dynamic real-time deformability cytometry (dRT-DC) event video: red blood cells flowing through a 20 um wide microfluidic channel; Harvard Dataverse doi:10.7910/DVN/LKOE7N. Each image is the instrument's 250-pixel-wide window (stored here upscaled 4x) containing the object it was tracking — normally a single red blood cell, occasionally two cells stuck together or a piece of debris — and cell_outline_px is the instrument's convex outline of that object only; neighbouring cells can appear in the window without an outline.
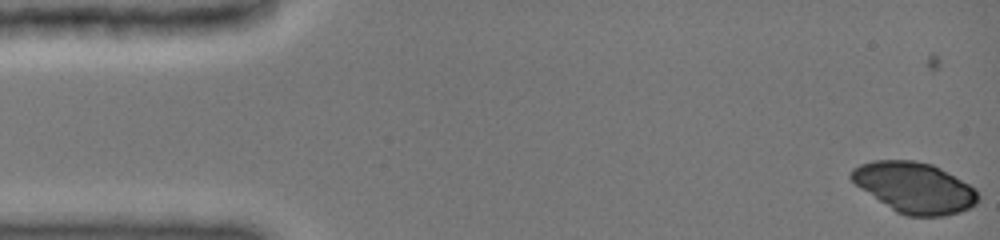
{"species": "common noctule bat (a hibernating species)", "species_latin": "Nyctalus noctula", "temperature_condition": "cold", "stored_images_in_passage": 5, "camera_frame_rate_fps": 3000, "um_per_image_px": 0.085, "animal": {"sex": "female", "body_mass_g": 19.0, "forearm_length_mm": 51.5}, "frame": {"image": 1, "passage_image": 1, "time_ms": 0.0, "image_size_px": [1000, 240], "cell_outline_px": [[980, 200], [976, 204], [960, 212], [944, 216], [908, 216], [896, 212], [860, 188], [848, 176], [852, 168], [860, 164], [872, 160], [916, 160], [932, 164], [940, 168], [976, 188], [980, 196]], "centroid_in_image_um": [77.74, 15.94], "position_along_channel_um": 7.3, "area_um2": 37.51}}